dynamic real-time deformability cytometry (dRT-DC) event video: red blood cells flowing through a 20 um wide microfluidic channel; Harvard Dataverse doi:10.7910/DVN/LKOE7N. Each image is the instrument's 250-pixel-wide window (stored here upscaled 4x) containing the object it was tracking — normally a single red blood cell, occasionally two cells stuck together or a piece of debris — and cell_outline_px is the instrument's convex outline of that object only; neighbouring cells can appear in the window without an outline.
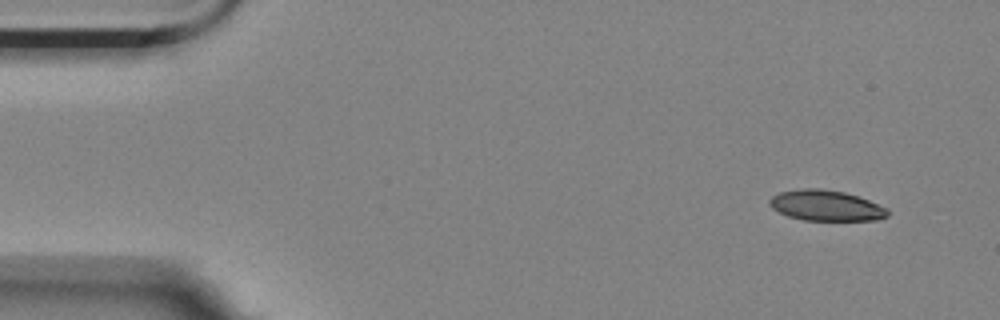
{"species": "Egyptian fruit bat (a non-hibernating species)", "species_latin": "Rousettus aegyptiacus", "temperature_condition": "room temperature", "stored_images_in_passage": 4, "camera_frame_rate_fps": 3000, "um_per_image_px": 0.085, "animal": {"sex": "female"}, "frame": {"image": 1, "passage_image": 1, "time_ms": 0.0, "image_size_px": [1000, 320], "cell_outline_px": [[888, 216], [880, 220], [804, 220], [788, 216], [772, 208], [768, 204], [768, 200], [772, 196], [780, 192], [804, 188], [820, 188], [844, 192], [868, 200], [888, 208]], "centroid_in_image_um": [70.21, 17.47], "position_along_channel_um": 14.8, "area_um2": 21.04}}
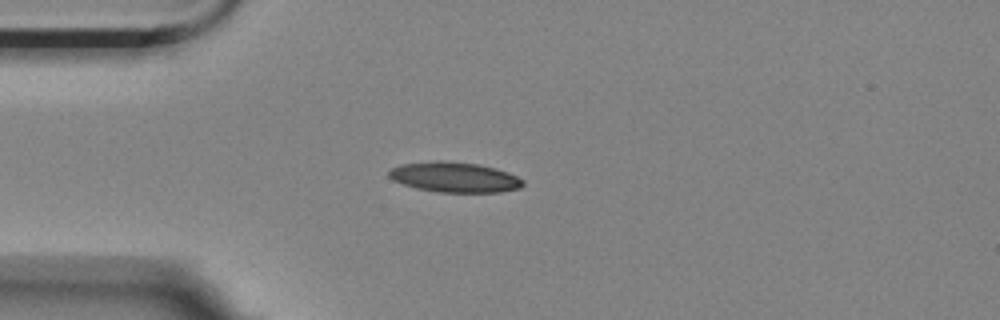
{"frame": {"image": 2, "passage_image": 4, "time_ms": 1.0, "image_size_px": [1000, 320], "cell_outline_px": [[524, 184], [520, 188], [500, 192], [436, 192], [416, 188], [392, 180], [388, 176], [388, 172], [392, 168], [400, 164], [436, 160], [444, 160], [480, 164], [496, 168], [508, 172], [524, 180]], "centroid_in_image_um": [38.63, 15.05], "position_along_channel_um": 46.4, "area_um2": 23.81}}